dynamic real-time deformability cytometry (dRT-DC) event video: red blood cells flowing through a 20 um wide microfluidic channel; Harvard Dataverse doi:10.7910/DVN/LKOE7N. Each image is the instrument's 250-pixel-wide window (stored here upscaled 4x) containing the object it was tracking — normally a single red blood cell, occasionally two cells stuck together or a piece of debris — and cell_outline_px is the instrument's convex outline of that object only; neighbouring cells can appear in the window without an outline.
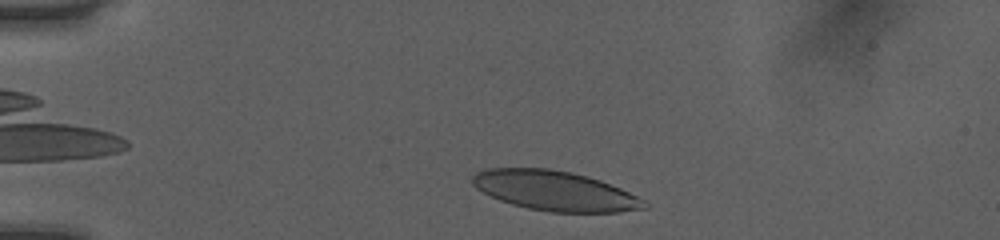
{"species": "human", "species_latin": "Homo sapiens", "temperature_condition": "room temperature", "stored_images_in_passage": 37, "camera_frame_rate_fps": 3000, "um_per_image_px": 0.085, "donor": {"sex": "female"}, "frame": {"image": 1, "passage_image": 3, "time_ms": 0.667, "image_size_px": [1000, 240], "cell_outline_px": [[648, 208], [616, 212], [552, 212], [528, 208], [512, 204], [500, 200], [476, 188], [468, 180], [476, 172], [484, 168], [548, 168], [572, 172], [588, 176], [600, 180], [620, 188], [648, 200]], "centroid_in_image_um": [47.17, 16.21], "position_along_channel_um": 37.8, "area_um2": 40.06}}
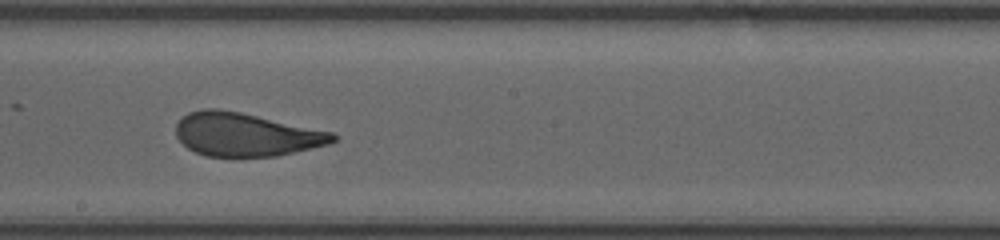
{"frame": {"image": 2, "passage_image": 21, "time_ms": 6.667, "image_size_px": [1000, 240], "cell_outline_px": [[336, 140], [332, 144], [276, 156], [204, 156], [188, 148], [176, 136], [176, 124], [188, 112], [204, 108], [216, 108], [240, 112], [332, 132], [336, 136]], "centroid_in_image_um": [20.89, 11.43], "position_along_channel_um": 227.3, "area_um2": 39.48}}
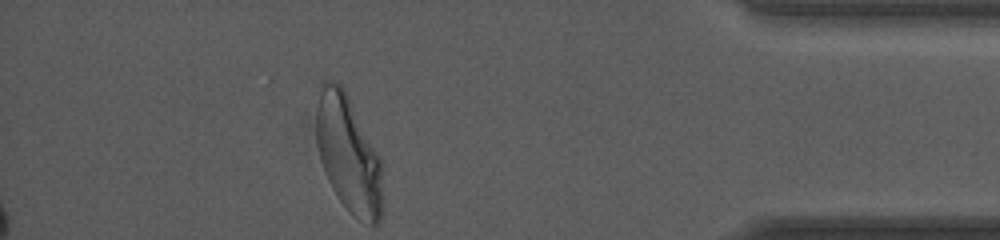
{"frame": {"image": 3, "passage_image": 37, "time_ms": 12.0, "image_size_px": [1000, 240], "cell_outline_px": [[380, 220], [376, 224], [368, 224], [352, 216], [348, 212], [332, 188], [328, 180], [320, 160], [316, 144], [316, 108], [320, 80], [336, 80], [344, 88], [380, 156]], "centroid_in_image_um": [29.55, 13.02], "position_along_channel_um": 405.6, "area_um2": 45.08}, "authors_computed_cell_mechanics": {"area_um2": 40.5178, "velocity_mm_per_s": 4.0323, "shape_relaxation_time_tau1_ms": 5.1082, "shape_relaxation_time_tau2_ms": 0.9741, "deformation_change_tau1": 0.2004, "deformation_change_tau2": 0.0766}}